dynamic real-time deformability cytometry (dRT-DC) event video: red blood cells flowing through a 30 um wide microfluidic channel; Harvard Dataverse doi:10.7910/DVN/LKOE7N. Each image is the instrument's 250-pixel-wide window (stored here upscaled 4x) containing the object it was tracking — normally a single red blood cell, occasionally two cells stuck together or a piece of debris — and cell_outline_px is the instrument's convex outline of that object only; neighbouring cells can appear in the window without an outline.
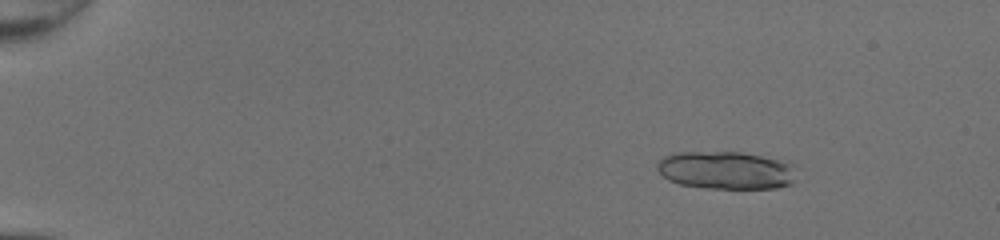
{"species": "common noctule bat (a hibernating species)", "species_latin": "Nyctalus noctula", "temperature_condition": "room temperature", "stored_images_in_passage": 50, "camera_frame_rate_fps": 3000, "um_per_image_px": 0.085, "animal": {"sex": "female", "body_mass_g": 20.0, "forearm_length_mm": 54.0}, "frame": {"image": 1, "passage_image": 8, "time_ms": 2.333, "image_size_px": [1000, 240], "cell_outline_px": [[792, 184], [776, 188], [704, 188], [680, 184], [668, 180], [656, 168], [656, 164], [664, 156], [672, 152], [740, 152], [760, 156], [792, 164]], "centroid_in_image_um": [61.62, 14.47], "position_along_channel_um": 23.4, "area_um2": 30.35}}
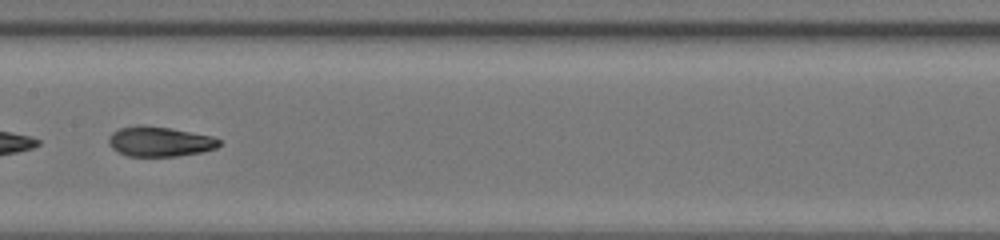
{"frame": {"image": 2, "passage_image": 29, "time_ms": 9.333, "image_size_px": [1000, 240], "cell_outline_px": [[220, 144], [216, 148], [200, 152], [176, 156], [128, 156], [112, 148], [108, 144], [108, 136], [112, 132], [120, 128], [136, 124], [140, 124], [172, 128], [212, 136], [220, 140]], "centroid_in_image_um": [13.54, 12.01], "position_along_channel_um": 193.9, "area_um2": 19.36}}
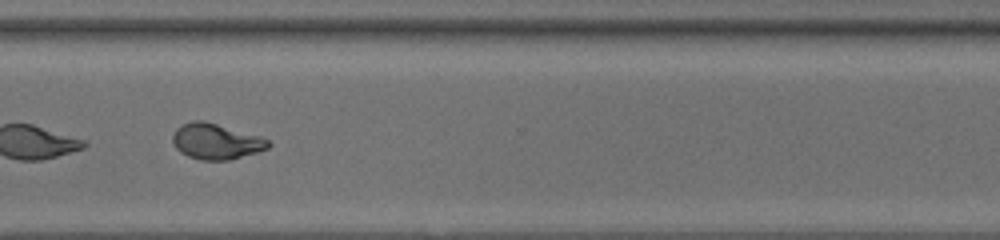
{"frame": {"image": 3, "passage_image": 40, "time_ms": 13.0, "image_size_px": [1000, 240], "cell_outline_px": [[272, 144], [268, 148], [256, 152], [228, 160], [200, 160], [188, 156], [180, 152], [176, 148], [172, 140], [172, 136], [176, 128], [192, 120], [204, 120], [260, 136], [268, 140]], "centroid_in_image_um": [18.35, 12.01], "position_along_channel_um": 352.3, "area_um2": 19.83}, "authors_computed_cell_mechanics": {"area_um2": 20.0566, "velocity_mm_per_s": 4.3357, "shape_relaxation_time_tau1_ms": 6.0491, "shape_relaxation_time_tau2_ms": 1.1344, "deformation_change_tau1": 0.2662, "deformation_change_tau2": 0.0687}}